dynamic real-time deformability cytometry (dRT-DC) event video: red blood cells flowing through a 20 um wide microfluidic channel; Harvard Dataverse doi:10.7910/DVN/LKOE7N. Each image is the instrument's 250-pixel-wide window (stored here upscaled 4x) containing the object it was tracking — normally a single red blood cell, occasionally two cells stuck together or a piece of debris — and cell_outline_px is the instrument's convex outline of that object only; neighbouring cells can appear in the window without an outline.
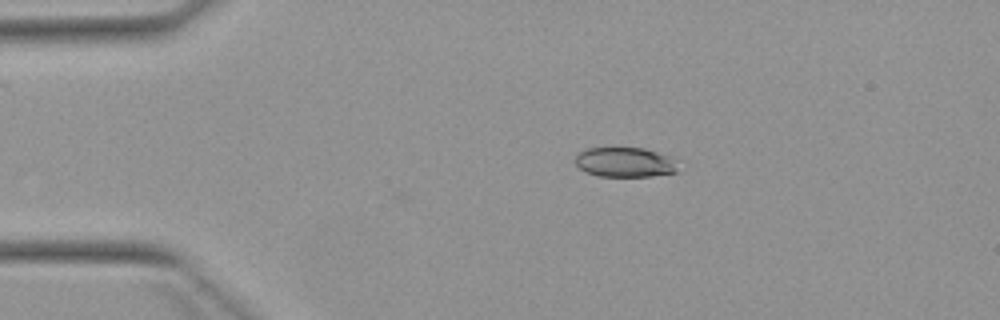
{"species": "Egyptian fruit bat (a non-hibernating species)", "species_latin": "Rousettus aegyptiacus", "temperature_condition": "warm", "stored_images_in_passage": 3, "camera_frame_rate_fps": 3000, "um_per_image_px": 0.085, "animal": {"sex": "female"}, "frame": {"image": 1, "passage_image": 1, "time_ms": 0.0, "image_size_px": [1000, 320], "cell_outline_px": [[680, 172], [652, 176], [600, 176], [584, 172], [576, 164], [576, 156], [580, 152], [588, 148], [644, 148], [672, 156], [676, 160]], "centroid_in_image_um": [53.19, 13.79], "position_along_channel_um": 31.8, "area_um2": 18.03}}
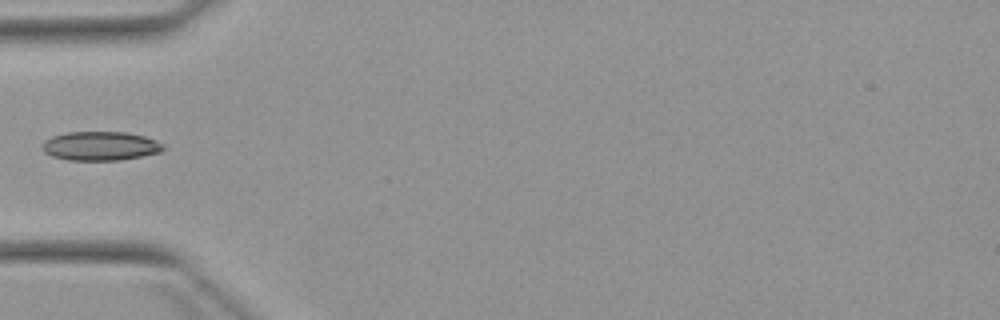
{"frame": {"image": 2, "passage_image": 3, "time_ms": 2.333, "image_size_px": [1000, 320], "cell_outline_px": [[164, 148], [160, 152], [120, 160], [68, 160], [52, 156], [44, 152], [40, 148], [44, 140], [52, 136], [68, 132], [124, 132], [144, 136], [156, 140], [164, 144]], "centroid_in_image_um": [8.5, 12.41], "position_along_channel_um": 76.5, "area_um2": 20.46}}